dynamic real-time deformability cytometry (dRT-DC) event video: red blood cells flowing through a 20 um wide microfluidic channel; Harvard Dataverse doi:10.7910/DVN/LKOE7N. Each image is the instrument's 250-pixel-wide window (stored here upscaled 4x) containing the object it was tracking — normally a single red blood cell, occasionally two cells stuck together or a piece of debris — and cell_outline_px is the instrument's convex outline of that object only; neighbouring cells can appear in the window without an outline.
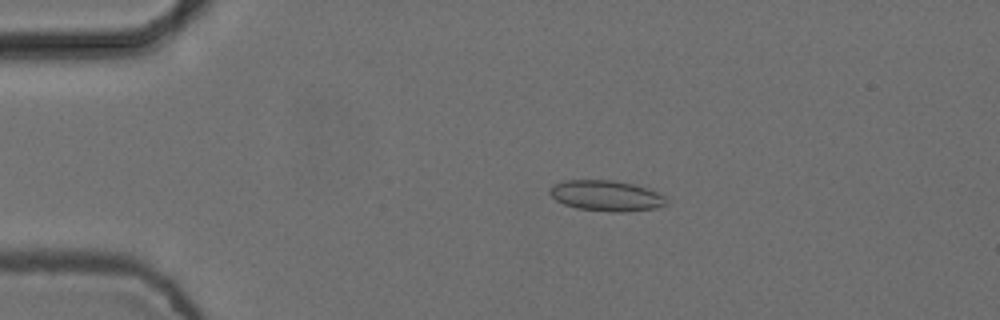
{"species": "common noctule bat (a hibernating species)", "species_latin": "Nyctalus noctula", "temperature_condition": "cold", "stored_images_in_passage": 6, "camera_frame_rate_fps": 3000, "um_per_image_px": 0.085, "animal": {"sex": "female", "body_mass_g": 24.6, "forearm_length_mm": 56.2}, "frame": {"image": 1, "passage_image": 3, "time_ms": 0.667, "image_size_px": [1000, 320], "cell_outline_px": [[668, 204], [656, 208], [628, 212], [612, 212], [576, 208], [564, 204], [556, 200], [548, 192], [556, 184], [564, 180], [612, 180], [632, 184], [648, 188], [664, 196], [668, 200]], "centroid_in_image_um": [51.57, 16.65], "position_along_channel_um": 33.4, "area_um2": 20.81}}
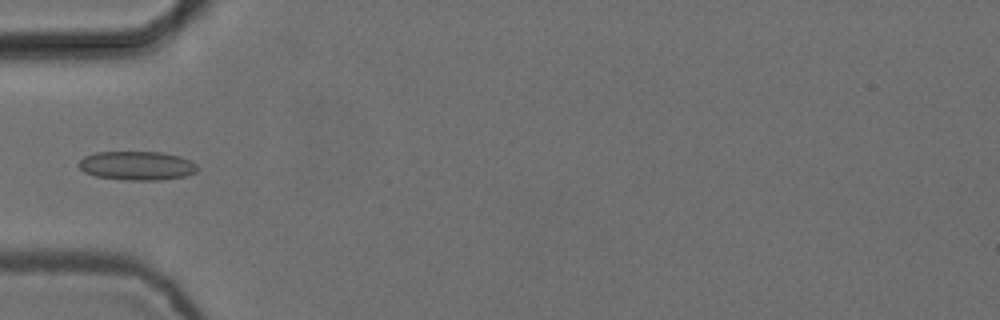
{"frame": {"image": 2, "passage_image": 5, "time_ms": 1.333, "image_size_px": [1000, 320], "cell_outline_px": [[200, 168], [196, 172], [188, 176], [160, 180], [128, 180], [96, 176], [84, 172], [76, 164], [84, 156], [96, 152], [160, 152], [180, 156], [192, 160]], "centroid_in_image_um": [11.68, 14.08], "position_along_channel_um": 73.3, "area_um2": 20.23}}
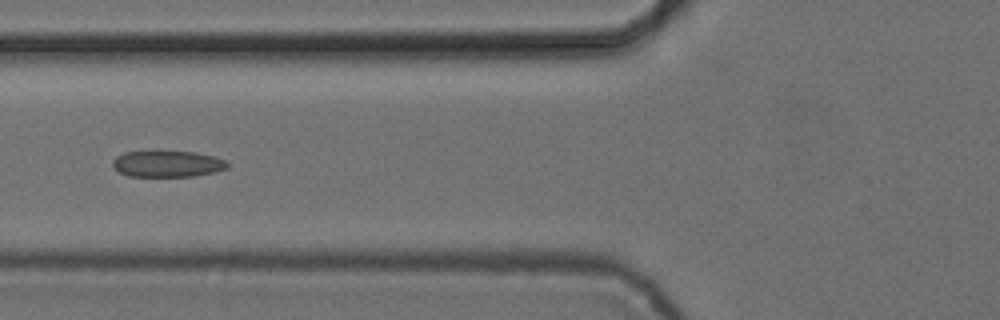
{"frame": {"image": 3, "passage_image": 6, "time_ms": 1.667, "image_size_px": [1000, 320], "cell_outline_px": [[228, 168], [216, 172], [196, 176], [128, 176], [120, 172], [112, 164], [112, 160], [116, 156], [124, 152], [152, 148], [196, 152], [216, 156], [228, 160]], "centroid_in_image_um": [14.25, 13.87], "position_along_channel_um": 111.6, "area_um2": 18.67}}